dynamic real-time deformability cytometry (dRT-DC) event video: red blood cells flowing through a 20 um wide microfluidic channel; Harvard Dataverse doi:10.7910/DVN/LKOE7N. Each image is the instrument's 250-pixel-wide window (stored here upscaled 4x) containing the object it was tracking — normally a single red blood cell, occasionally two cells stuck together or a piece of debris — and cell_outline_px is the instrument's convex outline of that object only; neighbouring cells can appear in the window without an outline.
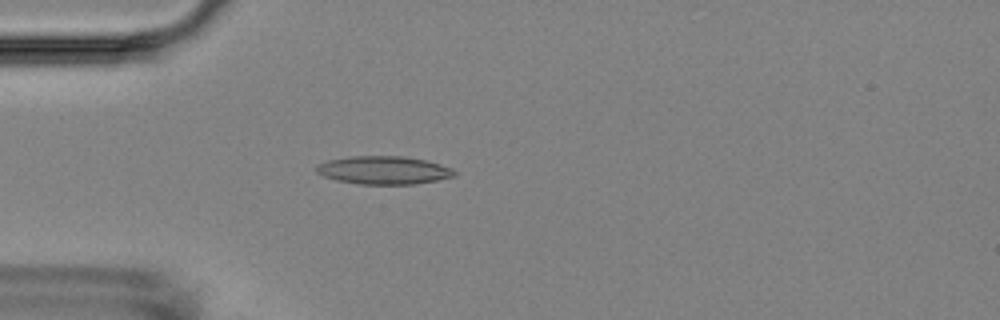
{"species": "Egyptian fruit bat (a non-hibernating species)", "species_latin": "Rousettus aegyptiacus", "temperature_condition": "room temperature", "stored_images_in_passage": 3, "camera_frame_rate_fps": 3000, "um_per_image_px": 0.085, "animal": {"sex": "female"}, "frame": {"image": 1, "passage_image": 3, "time_ms": 2.333, "image_size_px": [1000, 320], "cell_outline_px": [[456, 176], [436, 180], [412, 184], [360, 184], [336, 180], [324, 176], [316, 172], [316, 168], [320, 164], [328, 160], [348, 156], [404, 156], [424, 160], [452, 168], [456, 172]], "centroid_in_image_um": [32.61, 14.46], "position_along_channel_um": 52.4, "area_um2": 22.43}}